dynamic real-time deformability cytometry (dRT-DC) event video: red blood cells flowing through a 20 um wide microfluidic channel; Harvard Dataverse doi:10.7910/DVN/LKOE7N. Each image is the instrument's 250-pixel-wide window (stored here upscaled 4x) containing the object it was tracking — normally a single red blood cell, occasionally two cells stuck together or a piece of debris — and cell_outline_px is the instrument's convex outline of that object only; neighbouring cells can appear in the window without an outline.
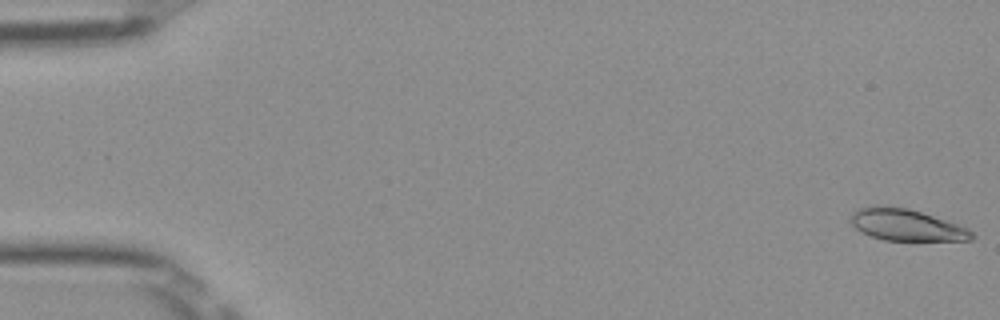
{"species": "Egyptian fruit bat (a non-hibernating species)", "species_latin": "Rousettus aegyptiacus", "temperature_condition": "room temperature", "stored_images_in_passage": 51, "camera_frame_rate_fps": 3000, "um_per_image_px": 0.085, "frame": {"image": 1, "passage_image": 1, "time_ms": 0.0, "image_size_px": [1000, 320], "cell_outline_px": [[976, 236], [972, 240], [884, 240], [860, 232], [848, 220], [852, 212], [860, 208], [872, 204], [880, 204], [908, 208], [968, 228]], "centroid_in_image_um": [76.97, 19.1], "position_along_channel_um": 8.0, "area_um2": 22.37}}
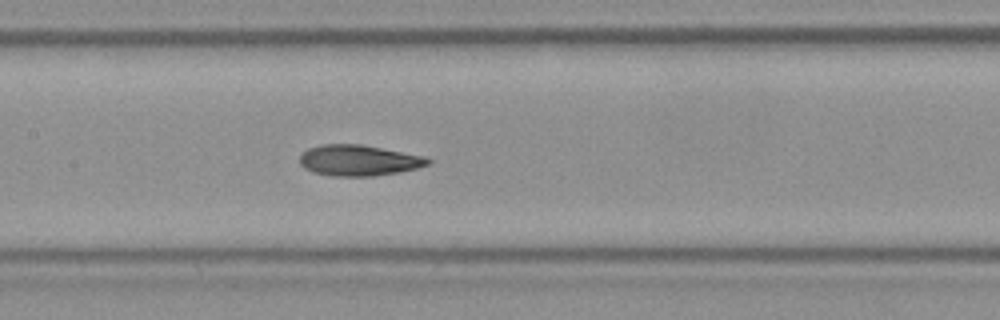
{"frame": {"image": 2, "passage_image": 25, "time_ms": 8.0, "image_size_px": [1000, 320], "cell_outline_px": [[432, 160], [428, 164], [416, 168], [400, 172], [372, 176], [332, 176], [312, 172], [304, 168], [300, 164], [300, 156], [308, 148], [320, 144], [360, 144], [428, 156]], "centroid_in_image_um": [30.5, 13.63], "position_along_channel_um": 176.9, "area_um2": 23.24}}
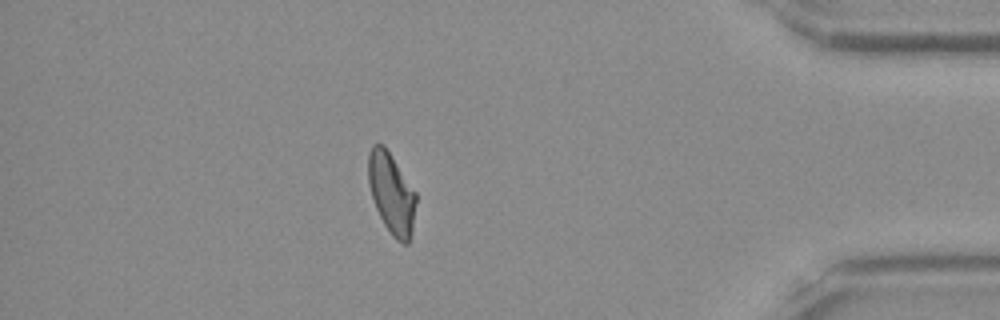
{"frame": {"image": 3, "passage_image": 45, "time_ms": 14.667, "image_size_px": [1000, 320], "cell_outline_px": [[416, 200], [412, 232], [408, 244], [404, 244], [396, 240], [392, 236], [384, 224], [376, 208], [368, 184], [368, 152], [372, 144], [384, 144], [416, 192]], "centroid_in_image_um": [33.27, 16.42], "position_along_channel_um": 401.9, "area_um2": 22.54}, "authors_computed_cell_mechanics": {"area_um2": 22.831, "velocity_mm_per_s": 3.985, "shape_relaxation_time_tau1_ms": 7.8325, "shape_relaxation_time_tau2_ms": 2.0465, "deformation_change_tau1": 0.2078, "deformation_change_tau2": 0.0821}}